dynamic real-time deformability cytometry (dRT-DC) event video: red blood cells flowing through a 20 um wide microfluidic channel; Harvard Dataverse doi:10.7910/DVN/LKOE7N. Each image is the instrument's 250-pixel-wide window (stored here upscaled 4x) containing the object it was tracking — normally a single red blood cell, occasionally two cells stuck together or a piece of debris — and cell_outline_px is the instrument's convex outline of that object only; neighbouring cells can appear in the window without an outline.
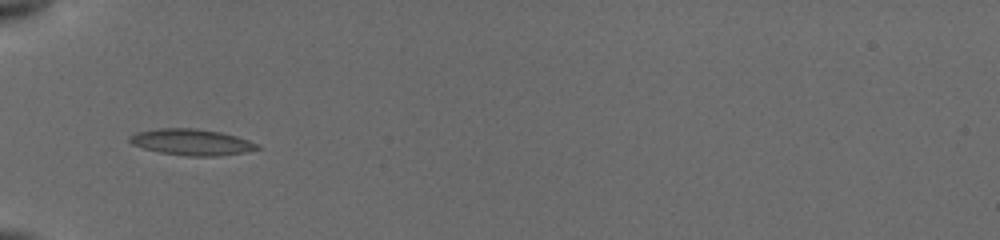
{"species": "common noctule bat (a hibernating species)", "species_latin": "Nyctalus noctula", "temperature_condition": "cold", "stored_images_in_passage": 14, "camera_frame_rate_fps": 3000, "um_per_image_px": 0.085, "animal": {"sex": "female", "body_mass_g": 19.5, "forearm_length_mm": 54.1}, "frame": {"image": 1, "passage_image": 10, "time_ms": 6.667, "image_size_px": [1000, 240], "cell_outline_px": [[260, 148], [248, 152], [216, 156], [188, 156], [160, 152], [144, 148], [132, 144], [128, 140], [128, 136], [136, 132], [160, 128], [196, 128], [220, 132], [236, 136], [248, 140], [256, 144]], "centroid_in_image_um": [16.27, 12.08], "position_along_channel_um": 68.7, "area_um2": 19.42}}
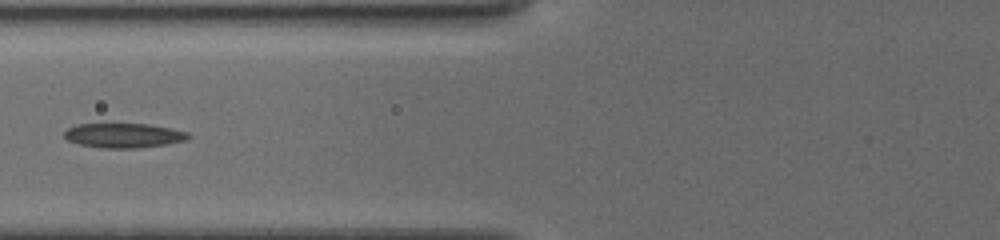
{"frame": {"image": 2, "passage_image": 12, "time_ms": 8.0, "image_size_px": [1000, 240], "cell_outline_px": [[192, 136], [184, 140], [168, 144], [140, 148], [100, 148], [80, 144], [68, 140], [64, 136], [64, 132], [68, 128], [76, 124], [148, 124], [172, 128], [188, 132]], "centroid_in_image_um": [10.53, 11.51], "position_along_channel_um": 115.3, "area_um2": 17.8}}
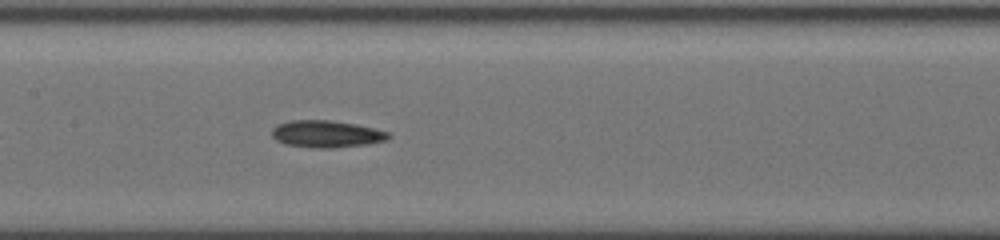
{"frame": {"image": 3, "passage_image": 14, "time_ms": 9.667, "image_size_px": [1000, 240], "cell_outline_px": [[392, 136], [388, 140], [368, 144], [332, 148], [312, 148], [284, 144], [276, 140], [272, 136], [272, 128], [276, 124], [292, 120], [332, 120], [356, 124], [388, 132]], "centroid_in_image_um": [27.74, 11.39], "position_along_channel_um": 179.7, "area_um2": 18.55}}